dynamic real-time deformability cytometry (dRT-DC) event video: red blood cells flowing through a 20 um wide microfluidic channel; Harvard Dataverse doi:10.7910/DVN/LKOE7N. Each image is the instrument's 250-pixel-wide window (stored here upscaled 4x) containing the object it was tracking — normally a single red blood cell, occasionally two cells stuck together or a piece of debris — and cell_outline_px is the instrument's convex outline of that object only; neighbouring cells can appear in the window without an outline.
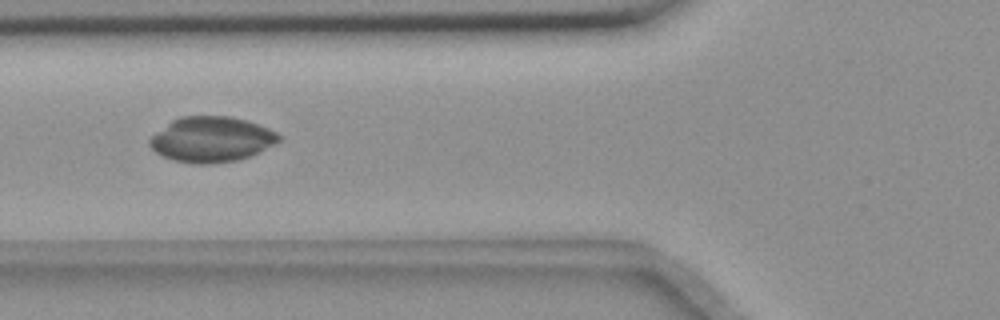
{"species": "common noctule bat (a hibernating species)", "species_latin": "Nyctalus noctula", "temperature_condition": "room temperature", "stored_images_in_passage": 42, "camera_frame_rate_fps": 3000, "um_per_image_px": 0.085, "animal": {"sex": "female", "body_mass_g": 18.4}, "frame": {"image": 1, "passage_image": 8, "time_ms": 2.333, "image_size_px": [1000, 320], "cell_outline_px": [[280, 140], [276, 144], [240, 160], [212, 164], [192, 164], [172, 160], [156, 152], [148, 144], [148, 140], [156, 132], [172, 120], [180, 116], [228, 116], [248, 120], [268, 128], [276, 132], [280, 136]], "centroid_in_image_um": [17.97, 11.85], "position_along_channel_um": 107.8, "area_um2": 34.28}}
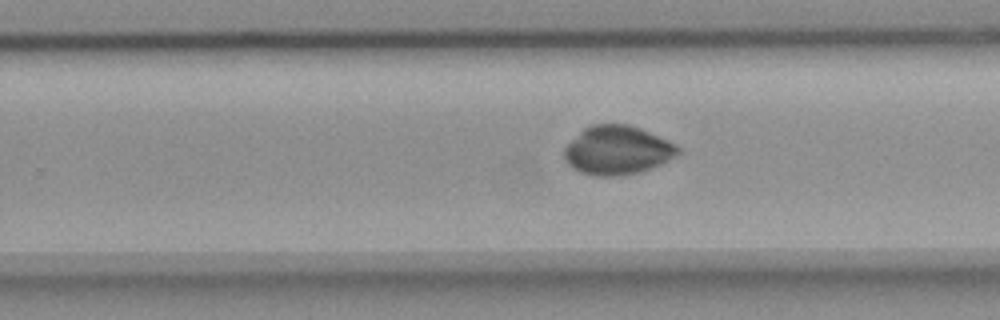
{"frame": {"image": 2, "passage_image": 22, "time_ms": 7.0, "image_size_px": [1000, 320], "cell_outline_px": [[680, 152], [676, 156], [660, 164], [636, 172], [620, 176], [596, 176], [580, 172], [572, 168], [564, 160], [564, 148], [584, 128], [592, 124], [628, 124], [640, 128], [668, 140], [676, 144], [680, 148]], "centroid_in_image_um": [52.46, 12.77], "position_along_channel_um": 277.3, "area_um2": 32.19}}
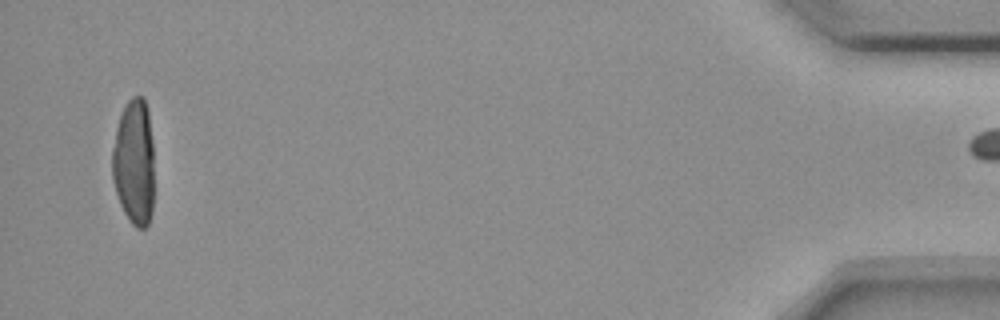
{"frame": {"image": 3, "passage_image": 41, "time_ms": 13.333, "image_size_px": [1000, 320], "cell_outline_px": [[152, 212], [148, 224], [144, 228], [136, 228], [128, 220], [120, 204], [112, 180], [112, 148], [116, 128], [120, 116], [128, 100], [132, 96], [144, 96], [148, 112], [152, 140]], "centroid_in_image_um": [11.38, 13.79], "position_along_channel_um": 423.8, "area_um2": 30.75}}